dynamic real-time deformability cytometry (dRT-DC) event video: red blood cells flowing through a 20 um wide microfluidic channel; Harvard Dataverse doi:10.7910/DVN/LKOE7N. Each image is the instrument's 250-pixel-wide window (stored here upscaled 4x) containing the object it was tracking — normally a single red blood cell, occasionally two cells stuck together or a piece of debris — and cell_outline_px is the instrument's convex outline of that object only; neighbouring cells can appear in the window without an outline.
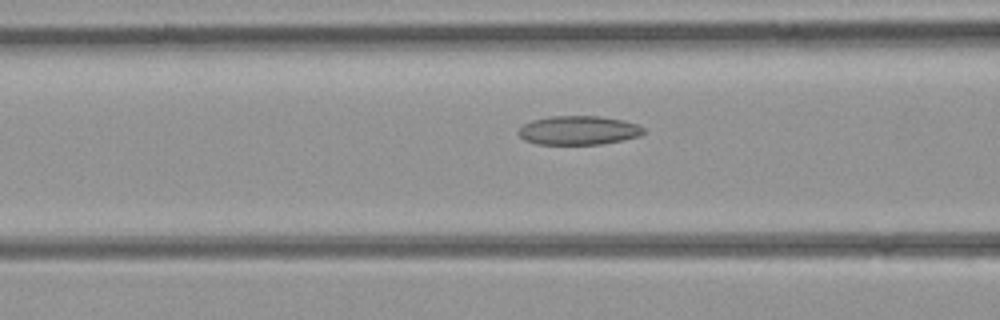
{"species": "common noctule bat (a hibernating species)", "species_latin": "Nyctalus noctula", "temperature_condition": "room temperature", "stored_images_in_passage": 27, "camera_frame_rate_fps": 3000, "um_per_image_px": 0.085, "animal": {"sex": "female", "body_mass_g": 21.9}, "frame": {"image": 1, "passage_image": 9, "time_ms": 2.667, "image_size_px": [1000, 320], "cell_outline_px": [[644, 132], [640, 136], [624, 140], [600, 144], [536, 144], [524, 140], [516, 132], [524, 124], [532, 120], [548, 116], [600, 116], [624, 120], [636, 124], [644, 128]], "centroid_in_image_um": [49.16, 11.07], "position_along_channel_um": 117.4, "area_um2": 21.21}}
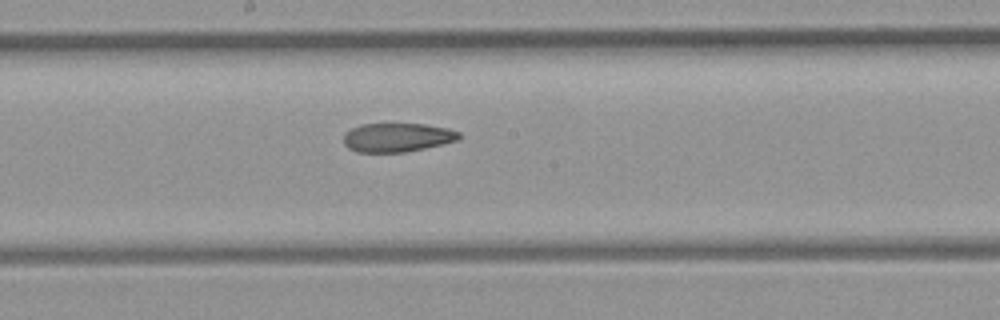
{"frame": {"image": 2, "passage_image": 15, "time_ms": 4.667, "image_size_px": [1000, 320], "cell_outline_px": [[460, 140], [424, 148], [404, 152], [356, 152], [348, 148], [344, 144], [344, 132], [360, 124], [424, 124], [448, 128], [460, 132]], "centroid_in_image_um": [33.76, 11.68], "position_along_channel_um": 214.4, "area_um2": 19.48}}
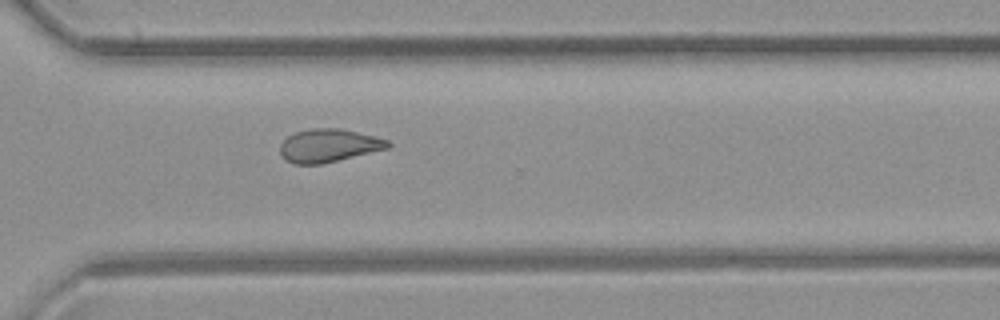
{"frame": {"image": 3, "passage_image": 23, "time_ms": 7.333, "image_size_px": [1000, 320], "cell_outline_px": [[392, 144], [388, 148], [320, 164], [292, 164], [284, 160], [280, 156], [280, 144], [288, 136], [296, 132], [312, 128], [340, 128], [388, 140]], "centroid_in_image_um": [27.88, 12.38], "position_along_channel_um": 342.7, "area_um2": 20.63}}